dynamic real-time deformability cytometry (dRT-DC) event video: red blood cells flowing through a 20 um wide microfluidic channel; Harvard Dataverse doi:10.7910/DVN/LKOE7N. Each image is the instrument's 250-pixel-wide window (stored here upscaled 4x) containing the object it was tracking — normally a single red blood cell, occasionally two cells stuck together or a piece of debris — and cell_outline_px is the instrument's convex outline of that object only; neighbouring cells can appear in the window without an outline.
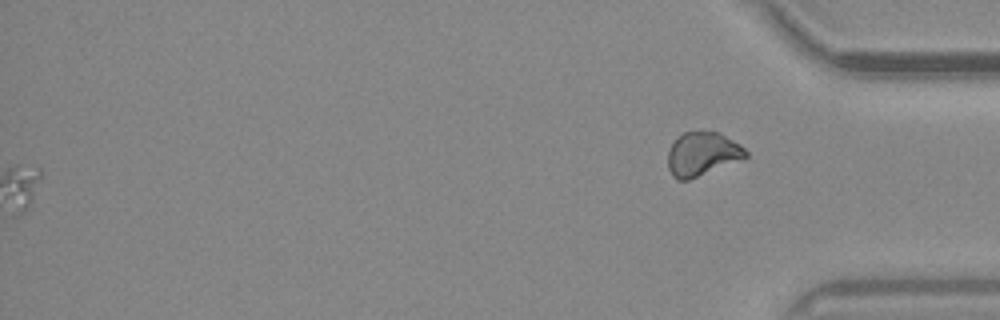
{"species": "common noctule bat (a hibernating species)", "species_latin": "Nyctalus noctula", "temperature_condition": "warm", "stored_images_in_passage": 58, "segment_of_instrument_passage": [2, 2], "camera_frame_rate_fps": 3000, "um_per_image_px": 0.085, "animal": {"sex": "male", "body_mass_g": 20.4}, "frame": {"image": 1, "passage_image": 58, "time_ms": 19.0, "image_size_px": [1000, 320], "cell_outline_px": [[748, 156], [688, 180], [676, 180], [672, 176], [668, 168], [668, 152], [676, 136], [684, 132], [720, 132], [740, 144], [748, 152]], "centroid_in_image_um": [59.66, 13.08], "position_along_channel_um": 375.5, "area_um2": 19.65}}